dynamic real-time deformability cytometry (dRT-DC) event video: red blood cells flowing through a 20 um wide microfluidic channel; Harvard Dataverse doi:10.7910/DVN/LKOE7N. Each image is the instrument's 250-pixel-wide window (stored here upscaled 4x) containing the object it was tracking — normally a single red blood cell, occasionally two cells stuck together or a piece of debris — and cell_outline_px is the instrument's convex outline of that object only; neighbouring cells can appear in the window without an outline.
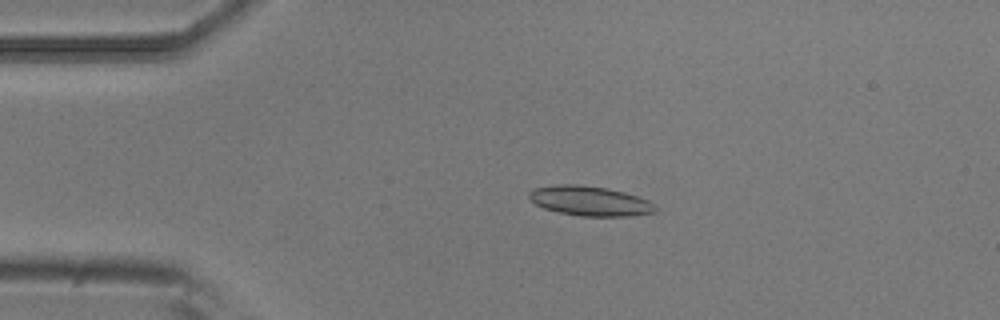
{"species": "common noctule bat (a hibernating species)", "species_latin": "Nyctalus noctula", "temperature_condition": "room temperature", "stored_images_in_passage": 4, "camera_frame_rate_fps": 3000, "um_per_image_px": 0.085, "animal": {"sex": "male", "body_mass_g": 20.5, "forearm_length_mm": 52.5}, "frame": {"image": 1, "passage_image": 3, "time_ms": 0.667, "image_size_px": [1000, 320], "cell_outline_px": [[656, 212], [628, 216], [580, 216], [560, 212], [544, 208], [536, 204], [528, 196], [528, 192], [536, 188], [560, 184], [580, 184], [608, 188], [624, 192], [648, 200], [656, 208]], "centroid_in_image_um": [50.14, 17.07], "position_along_channel_um": 34.9, "area_um2": 21.68}}